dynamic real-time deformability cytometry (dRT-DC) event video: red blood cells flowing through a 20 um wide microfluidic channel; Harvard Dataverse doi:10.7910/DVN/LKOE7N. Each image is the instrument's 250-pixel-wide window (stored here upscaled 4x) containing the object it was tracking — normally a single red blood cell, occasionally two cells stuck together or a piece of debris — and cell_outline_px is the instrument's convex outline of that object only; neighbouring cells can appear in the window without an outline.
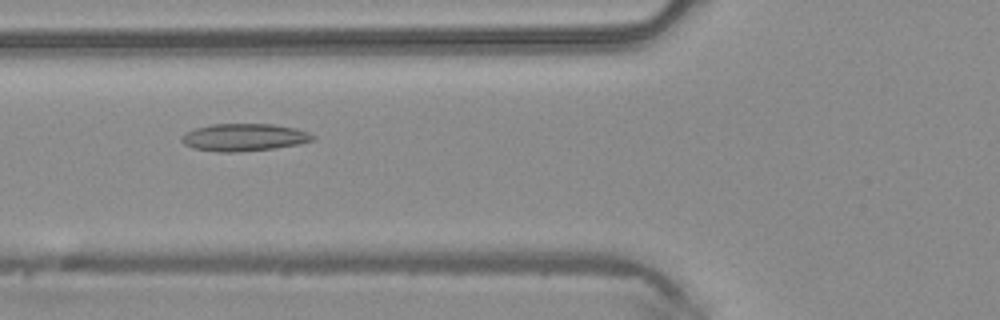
{"species": "common noctule bat (a hibernating species)", "species_latin": "Nyctalus noctula", "temperature_condition": "warm", "stored_images_in_passage": 48, "camera_frame_rate_fps": 3000, "um_per_image_px": 0.085, "animal": {"sex": "male", "body_mass_g": 20.4}, "frame": {"image": 1, "passage_image": 18, "time_ms": 5.667, "image_size_px": [1000, 320], "cell_outline_px": [[316, 140], [300, 144], [272, 148], [236, 152], [220, 152], [192, 148], [184, 144], [180, 140], [188, 132], [196, 128], [212, 124], [272, 124], [296, 128], [308, 132], [316, 136]], "centroid_in_image_um": [20.8, 11.67], "position_along_channel_um": 105.0, "area_um2": 20.87}}
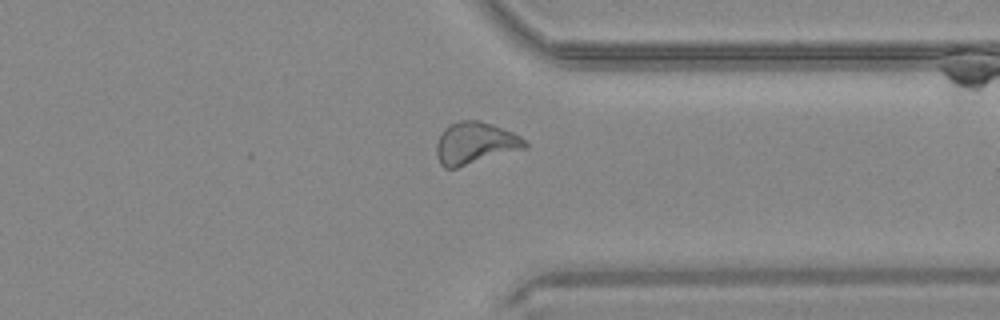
{"frame": {"image": 2, "passage_image": 37, "time_ms": 12.0, "image_size_px": [1000, 320], "cell_outline_px": [[528, 148], [456, 168], [444, 168], [440, 164], [436, 156], [436, 144], [444, 128], [448, 124], [460, 120], [480, 120], [504, 128], [520, 136], [528, 144]], "centroid_in_image_um": [40.38, 12.17], "position_along_channel_um": 371.0, "area_um2": 21.91}}
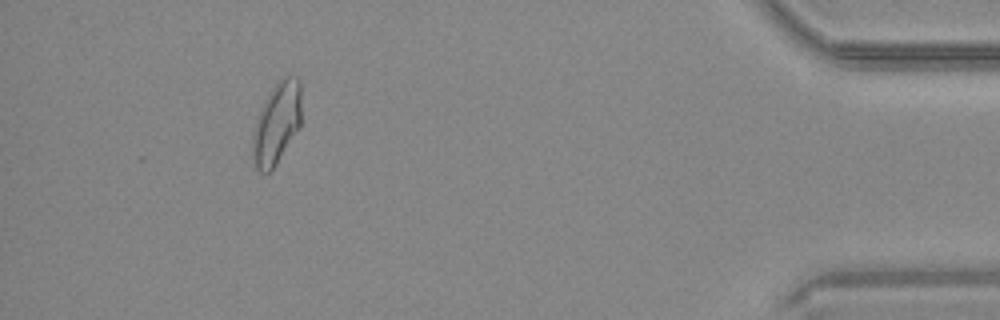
{"frame": {"image": 3, "passage_image": 44, "time_ms": 14.333, "image_size_px": [1000, 320], "cell_outline_px": [[300, 128], [276, 164], [268, 172], [260, 172], [256, 168], [252, 152], [252, 136], [264, 100], [272, 88], [288, 72], [296, 76], [300, 80]], "centroid_in_image_um": [23.54, 10.45], "position_along_channel_um": 411.7, "area_um2": 23.06}, "authors_computed_cell_mechanics": {"area_um2": 21.2704, "velocity_mm_per_s": 4.2184, "shape_relaxation_time_tau1_ms": 6.7377, "shape_relaxation_time_tau2_ms": 1.8149, "deformation_change_tau1": 0.1663, "deformation_change_tau2": 0.0876}}